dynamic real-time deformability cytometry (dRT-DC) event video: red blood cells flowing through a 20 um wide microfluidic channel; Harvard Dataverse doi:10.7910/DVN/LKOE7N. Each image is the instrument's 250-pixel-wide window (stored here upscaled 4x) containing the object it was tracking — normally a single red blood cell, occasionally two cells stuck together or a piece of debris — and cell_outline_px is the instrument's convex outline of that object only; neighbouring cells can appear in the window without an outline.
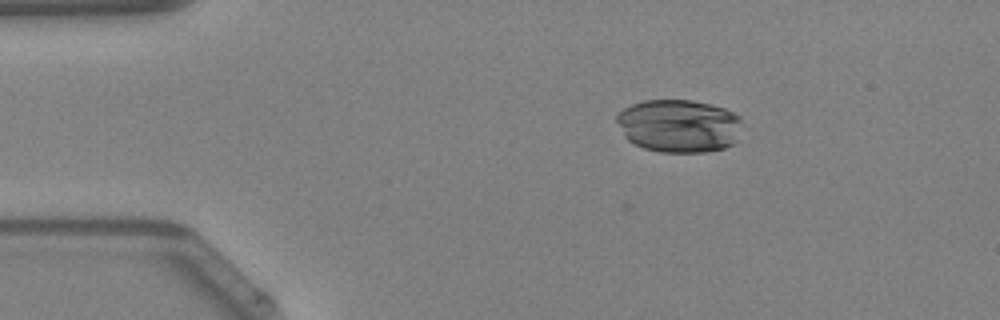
{"species": "Egyptian fruit bat (a non-hibernating species)", "species_latin": "Rousettus aegyptiacus", "temperature_condition": "warm", "stored_images_in_passage": 45, "camera_frame_rate_fps": 3000, "um_per_image_px": 0.085, "animal": {"sex": "female"}, "frame": {"image": 1, "passage_image": 6, "time_ms": 1.667, "image_size_px": [1000, 320], "cell_outline_px": [[740, 120], [736, 140], [732, 144], [724, 148], [704, 152], [660, 152], [644, 148], [628, 140], [624, 136], [616, 120], [616, 112], [632, 104], [644, 100], [692, 100], [712, 104], [724, 108], [740, 116]], "centroid_in_image_um": [57.67, 10.68], "position_along_channel_um": 27.3, "area_um2": 38.78}}